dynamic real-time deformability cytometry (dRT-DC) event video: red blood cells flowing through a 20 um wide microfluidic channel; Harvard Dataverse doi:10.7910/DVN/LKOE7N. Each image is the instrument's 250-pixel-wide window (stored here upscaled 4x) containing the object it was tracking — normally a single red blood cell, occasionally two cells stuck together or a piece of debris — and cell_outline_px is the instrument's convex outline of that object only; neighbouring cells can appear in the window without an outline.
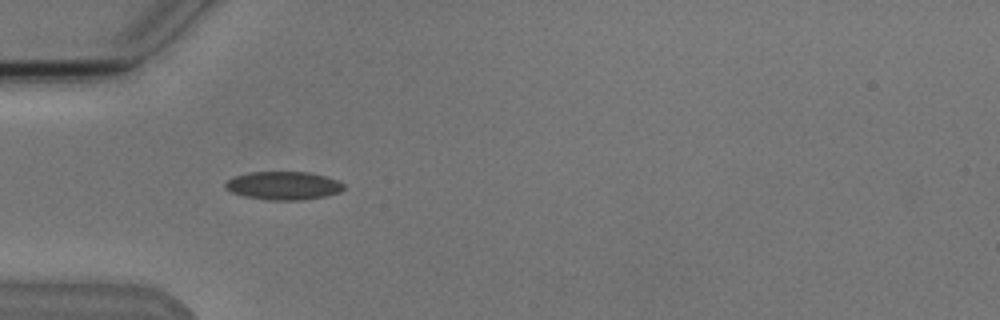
{"species": "Egyptian fruit bat (a non-hibernating species)", "species_latin": "Rousettus aegyptiacus", "temperature_condition": "cold", "stored_images_in_passage": 3, "camera_frame_rate_fps": 3000, "um_per_image_px": 0.085, "animal": {"sex": "male"}, "frame": {"image": 1, "passage_image": 2, "time_ms": 1.333, "image_size_px": [1000, 320], "cell_outline_px": [[344, 188], [340, 192], [328, 196], [300, 200], [268, 200], [244, 196], [232, 192], [224, 188], [224, 184], [228, 180], [236, 176], [252, 172], [308, 172], [340, 180], [344, 184]], "centroid_in_image_um": [24.13, 15.78], "position_along_channel_um": 60.9, "area_um2": 19.54}}